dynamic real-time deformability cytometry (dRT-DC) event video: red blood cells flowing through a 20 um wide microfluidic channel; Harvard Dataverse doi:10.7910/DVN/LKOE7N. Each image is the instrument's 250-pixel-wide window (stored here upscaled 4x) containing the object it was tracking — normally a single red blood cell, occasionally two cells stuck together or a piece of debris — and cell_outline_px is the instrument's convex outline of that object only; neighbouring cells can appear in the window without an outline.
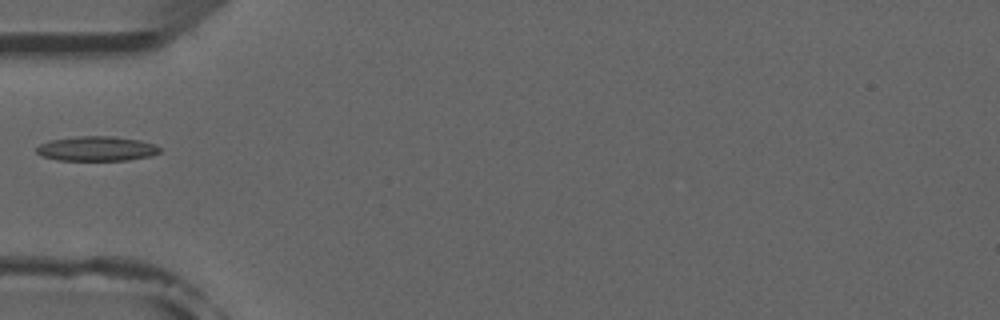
{"species": "common noctule bat (a hibernating species)", "species_latin": "Nyctalus noctula", "temperature_condition": "room temperature", "stored_images_in_passage": 3, "camera_frame_rate_fps": 3000, "um_per_image_px": 0.085, "animal": {"sex": "male", "forearm_length_mm": 52.5}, "frame": {"image": 1, "passage_image": 3, "time_ms": 3.0, "image_size_px": [1000, 320], "cell_outline_px": [[160, 152], [148, 156], [128, 160], [56, 160], [40, 156], [36, 152], [36, 148], [40, 144], [52, 140], [76, 136], [112, 136], [140, 140], [152, 144], [160, 148]], "centroid_in_image_um": [8.17, 12.64], "position_along_channel_um": 76.8, "area_um2": 17.63}}